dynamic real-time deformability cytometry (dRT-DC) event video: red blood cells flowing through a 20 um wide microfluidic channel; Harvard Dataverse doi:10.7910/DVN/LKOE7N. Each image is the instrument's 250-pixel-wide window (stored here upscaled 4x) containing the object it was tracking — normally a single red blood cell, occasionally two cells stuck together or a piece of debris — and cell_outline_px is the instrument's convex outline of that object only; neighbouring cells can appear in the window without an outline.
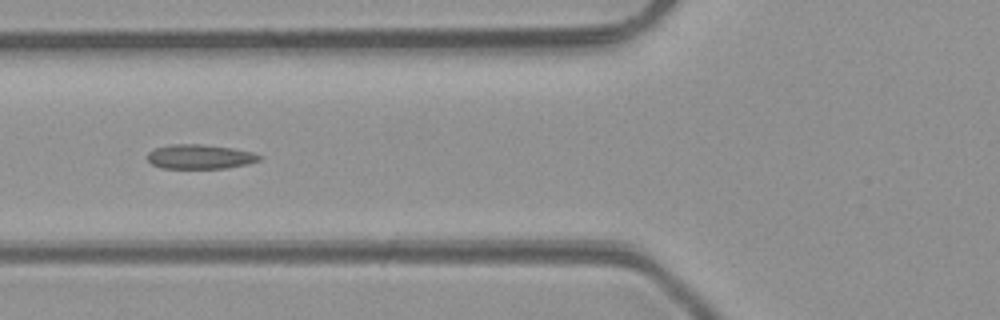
{"species": "common noctule bat (a hibernating species)", "species_latin": "Nyctalus noctula", "temperature_condition": "room temperature", "stored_images_in_passage": 3, "camera_frame_rate_fps": 3000, "um_per_image_px": 0.085, "animal": {"sex": "male", "body_mass_g": 23.1, "forearm_length_mm": 52.7}, "frame": {"image": 1, "passage_image": 3, "time_ms": 2.333, "image_size_px": [1000, 320], "cell_outline_px": [[260, 160], [248, 164], [224, 168], [160, 168], [152, 164], [148, 160], [148, 152], [156, 148], [172, 144], [200, 144], [232, 148], [252, 152], [260, 156]], "centroid_in_image_um": [16.97, 13.32], "position_along_channel_um": 108.8, "area_um2": 15.78}}